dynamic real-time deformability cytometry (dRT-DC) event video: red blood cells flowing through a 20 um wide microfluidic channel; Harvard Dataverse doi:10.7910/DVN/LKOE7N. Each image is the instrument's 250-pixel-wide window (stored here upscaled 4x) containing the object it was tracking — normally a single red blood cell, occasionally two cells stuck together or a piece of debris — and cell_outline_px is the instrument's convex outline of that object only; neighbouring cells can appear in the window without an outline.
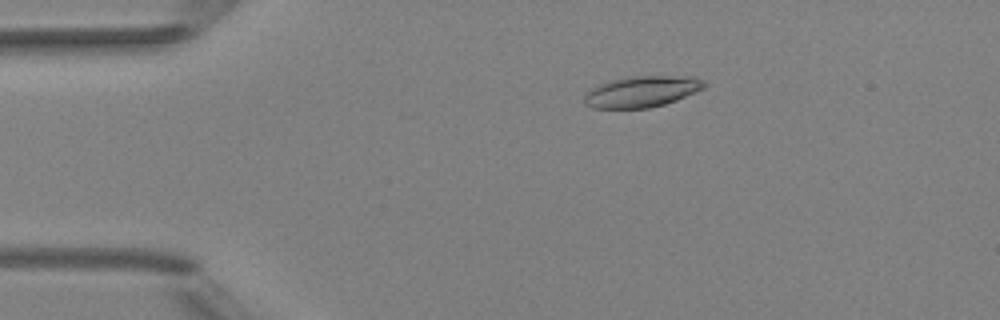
{"species": "Egyptian fruit bat (a non-hibernating species)", "species_latin": "Rousettus aegyptiacus", "temperature_condition": "room temperature", "stored_images_in_passage": 4, "camera_frame_rate_fps": 3000, "um_per_image_px": 0.085, "animal": {"sex": "female"}, "frame": {"image": 1, "passage_image": 3, "time_ms": 2.333, "image_size_px": [1000, 320], "cell_outline_px": [[708, 84], [704, 88], [696, 92], [676, 100], [664, 104], [648, 108], [592, 108], [584, 104], [584, 96], [592, 88], [608, 80], [628, 76], [696, 76], [704, 80]], "centroid_in_image_um": [54.58, 7.77], "position_along_channel_um": 30.4, "area_um2": 21.96}}